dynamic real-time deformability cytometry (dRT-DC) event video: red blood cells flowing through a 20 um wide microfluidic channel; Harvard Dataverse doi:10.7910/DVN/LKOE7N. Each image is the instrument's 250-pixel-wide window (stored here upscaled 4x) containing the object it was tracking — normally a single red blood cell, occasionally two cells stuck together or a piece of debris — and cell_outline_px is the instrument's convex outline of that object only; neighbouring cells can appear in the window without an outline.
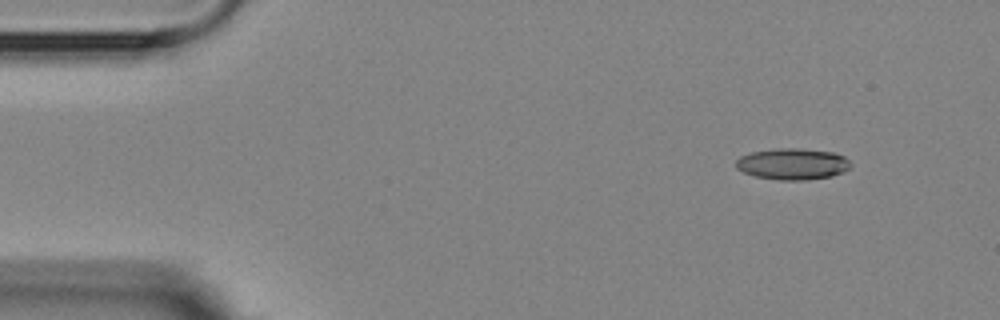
{"species": "Egyptian fruit bat (a non-hibernating species)", "species_latin": "Rousettus aegyptiacus", "temperature_condition": "room temperature", "stored_images_in_passage": 5, "segment_of_instrument_passage": [1, 2], "camera_frame_rate_fps": 3000, "um_per_image_px": 0.085, "animal": {"sex": "female"}, "frame": {"image": 1, "passage_image": 1, "time_ms": 0.0, "image_size_px": [1000, 320], "cell_outline_px": [[852, 164], [844, 172], [832, 176], [804, 180], [780, 180], [756, 176], [744, 172], [736, 168], [736, 160], [740, 156], [752, 152], [780, 148], [800, 148], [832, 152], [844, 156]], "centroid_in_image_um": [67.38, 13.93], "position_along_channel_um": 17.6, "area_um2": 20.87}}
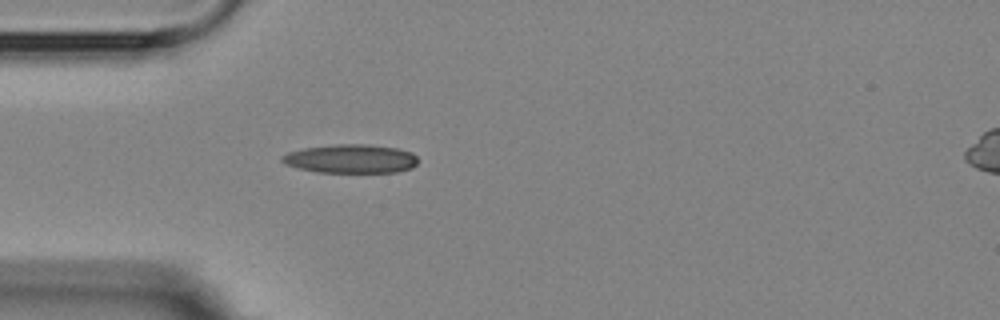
{"frame": {"image": 2, "passage_image": 4, "time_ms": 3.333, "image_size_px": [1000, 320], "cell_outline_px": [[416, 164], [412, 168], [396, 172], [316, 172], [284, 164], [280, 160], [280, 156], [288, 152], [304, 148], [336, 144], [364, 144], [400, 148], [412, 152], [416, 156]], "centroid_in_image_um": [29.81, 13.49], "position_along_channel_um": 55.2, "area_um2": 22.83}}